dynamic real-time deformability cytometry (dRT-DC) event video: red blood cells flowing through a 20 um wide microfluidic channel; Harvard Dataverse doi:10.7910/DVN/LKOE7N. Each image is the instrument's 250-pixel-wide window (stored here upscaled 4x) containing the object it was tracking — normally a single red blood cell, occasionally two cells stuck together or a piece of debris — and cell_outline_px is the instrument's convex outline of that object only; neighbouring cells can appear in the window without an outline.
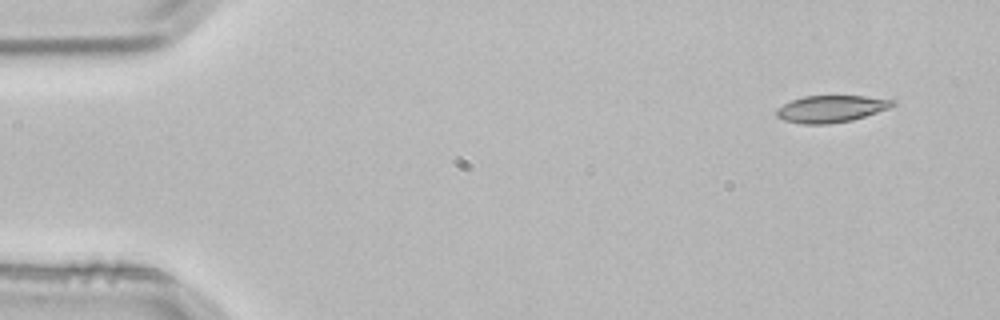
{"species": "common noctule bat (a hibernating species)", "species_latin": "Nyctalus noctula", "temperature_condition": "room temperature", "stored_images_in_passage": 2, "camera_frame_rate_fps": 3000, "um_per_image_px": 0.085, "animal": {"sex": "male", "body_mass_g": 21.5, "forearm_length_mm": 52.0}, "frame": {"image": 1, "passage_image": 1, "time_ms": 0.0, "image_size_px": [1000, 320], "cell_outline_px": [[896, 104], [888, 108], [852, 120], [828, 124], [800, 124], [784, 120], [776, 116], [776, 108], [792, 100], [804, 96], [864, 96], [896, 100]], "centroid_in_image_um": [70.61, 9.25], "position_along_channel_um": 14.4, "area_um2": 18.15}}